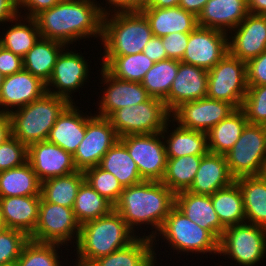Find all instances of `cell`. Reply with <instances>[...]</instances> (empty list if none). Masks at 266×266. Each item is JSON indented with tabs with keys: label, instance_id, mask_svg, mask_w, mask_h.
<instances>
[{
	"label": "cell",
	"instance_id": "6da1fadb",
	"mask_svg": "<svg viewBox=\"0 0 266 266\" xmlns=\"http://www.w3.org/2000/svg\"><path fill=\"white\" fill-rule=\"evenodd\" d=\"M94 1L61 0L41 11L34 17L40 37L66 46L92 36L102 38L103 16L108 10Z\"/></svg>",
	"mask_w": 266,
	"mask_h": 266
},
{
	"label": "cell",
	"instance_id": "7a4b0ae2",
	"mask_svg": "<svg viewBox=\"0 0 266 266\" xmlns=\"http://www.w3.org/2000/svg\"><path fill=\"white\" fill-rule=\"evenodd\" d=\"M175 206V194L160 181H143L124 187L114 210L135 232L136 226L149 225L155 229L147 237L156 242L157 231ZM135 229V230H134Z\"/></svg>",
	"mask_w": 266,
	"mask_h": 266
},
{
	"label": "cell",
	"instance_id": "3957f363",
	"mask_svg": "<svg viewBox=\"0 0 266 266\" xmlns=\"http://www.w3.org/2000/svg\"><path fill=\"white\" fill-rule=\"evenodd\" d=\"M138 237L113 209L109 214L80 226L76 243L78 262L75 264L88 266L96 259L128 246Z\"/></svg>",
	"mask_w": 266,
	"mask_h": 266
},
{
	"label": "cell",
	"instance_id": "277c9868",
	"mask_svg": "<svg viewBox=\"0 0 266 266\" xmlns=\"http://www.w3.org/2000/svg\"><path fill=\"white\" fill-rule=\"evenodd\" d=\"M111 17H110V16ZM150 24L141 11L114 12L103 16V56H125L143 52L152 38Z\"/></svg>",
	"mask_w": 266,
	"mask_h": 266
},
{
	"label": "cell",
	"instance_id": "5b68a950",
	"mask_svg": "<svg viewBox=\"0 0 266 266\" xmlns=\"http://www.w3.org/2000/svg\"><path fill=\"white\" fill-rule=\"evenodd\" d=\"M71 104L66 98L45 93L39 99L9 113L12 136L27 147L46 141L58 117Z\"/></svg>",
	"mask_w": 266,
	"mask_h": 266
},
{
	"label": "cell",
	"instance_id": "8992f818",
	"mask_svg": "<svg viewBox=\"0 0 266 266\" xmlns=\"http://www.w3.org/2000/svg\"><path fill=\"white\" fill-rule=\"evenodd\" d=\"M171 119L164 100L151 97L149 100L125 106L109 117L112 127L119 138L130 134H155L162 132Z\"/></svg>",
	"mask_w": 266,
	"mask_h": 266
},
{
	"label": "cell",
	"instance_id": "52a82bcc",
	"mask_svg": "<svg viewBox=\"0 0 266 266\" xmlns=\"http://www.w3.org/2000/svg\"><path fill=\"white\" fill-rule=\"evenodd\" d=\"M166 239L173 250L187 253L219 254V242L206 230L192 222L176 206L166 217L157 233ZM206 252V253H205Z\"/></svg>",
	"mask_w": 266,
	"mask_h": 266
},
{
	"label": "cell",
	"instance_id": "ba28073f",
	"mask_svg": "<svg viewBox=\"0 0 266 266\" xmlns=\"http://www.w3.org/2000/svg\"><path fill=\"white\" fill-rule=\"evenodd\" d=\"M266 253V228L244 222L226 227L219 241V254L243 266H255Z\"/></svg>",
	"mask_w": 266,
	"mask_h": 266
},
{
	"label": "cell",
	"instance_id": "9c48e42d",
	"mask_svg": "<svg viewBox=\"0 0 266 266\" xmlns=\"http://www.w3.org/2000/svg\"><path fill=\"white\" fill-rule=\"evenodd\" d=\"M247 90V64L229 52L208 70V98L229 102L239 109Z\"/></svg>",
	"mask_w": 266,
	"mask_h": 266
},
{
	"label": "cell",
	"instance_id": "30bf717a",
	"mask_svg": "<svg viewBox=\"0 0 266 266\" xmlns=\"http://www.w3.org/2000/svg\"><path fill=\"white\" fill-rule=\"evenodd\" d=\"M225 157L235 179L259 176L266 159V126L248 123Z\"/></svg>",
	"mask_w": 266,
	"mask_h": 266
},
{
	"label": "cell",
	"instance_id": "8fae6325",
	"mask_svg": "<svg viewBox=\"0 0 266 266\" xmlns=\"http://www.w3.org/2000/svg\"><path fill=\"white\" fill-rule=\"evenodd\" d=\"M161 132L155 134H130L119 138L135 161L139 174L144 181L163 179L167 153Z\"/></svg>",
	"mask_w": 266,
	"mask_h": 266
},
{
	"label": "cell",
	"instance_id": "7c38bea8",
	"mask_svg": "<svg viewBox=\"0 0 266 266\" xmlns=\"http://www.w3.org/2000/svg\"><path fill=\"white\" fill-rule=\"evenodd\" d=\"M80 226L72 208L46 202L41 197L38 221L29 239L61 245L69 243L71 239H76V242H73L76 244Z\"/></svg>",
	"mask_w": 266,
	"mask_h": 266
},
{
	"label": "cell",
	"instance_id": "4fadbf2b",
	"mask_svg": "<svg viewBox=\"0 0 266 266\" xmlns=\"http://www.w3.org/2000/svg\"><path fill=\"white\" fill-rule=\"evenodd\" d=\"M118 141L119 136L109 119L91 114L86 122L85 137L73 155L75 167L85 171L98 166L103 156Z\"/></svg>",
	"mask_w": 266,
	"mask_h": 266
},
{
	"label": "cell",
	"instance_id": "5bb4252c",
	"mask_svg": "<svg viewBox=\"0 0 266 266\" xmlns=\"http://www.w3.org/2000/svg\"><path fill=\"white\" fill-rule=\"evenodd\" d=\"M228 53V33L197 26L189 40L181 62L205 70L212 69Z\"/></svg>",
	"mask_w": 266,
	"mask_h": 266
},
{
	"label": "cell",
	"instance_id": "9a60e30c",
	"mask_svg": "<svg viewBox=\"0 0 266 266\" xmlns=\"http://www.w3.org/2000/svg\"><path fill=\"white\" fill-rule=\"evenodd\" d=\"M235 110L229 102L204 97L179 105L171 119L183 128L207 133Z\"/></svg>",
	"mask_w": 266,
	"mask_h": 266
},
{
	"label": "cell",
	"instance_id": "2e32d148",
	"mask_svg": "<svg viewBox=\"0 0 266 266\" xmlns=\"http://www.w3.org/2000/svg\"><path fill=\"white\" fill-rule=\"evenodd\" d=\"M68 50V51H66ZM63 49L56 60L52 75L46 83L47 93L66 98L73 103L72 92L87 82L89 73L88 63L80 53ZM65 51V52H64ZM80 54V55H79ZM51 86L56 89L51 91Z\"/></svg>",
	"mask_w": 266,
	"mask_h": 266
},
{
	"label": "cell",
	"instance_id": "e0dca14e",
	"mask_svg": "<svg viewBox=\"0 0 266 266\" xmlns=\"http://www.w3.org/2000/svg\"><path fill=\"white\" fill-rule=\"evenodd\" d=\"M233 31L232 37L228 36L232 56L247 63L266 51V15L249 12Z\"/></svg>",
	"mask_w": 266,
	"mask_h": 266
},
{
	"label": "cell",
	"instance_id": "ac0fdd59",
	"mask_svg": "<svg viewBox=\"0 0 266 266\" xmlns=\"http://www.w3.org/2000/svg\"><path fill=\"white\" fill-rule=\"evenodd\" d=\"M27 162L41 182L78 171L73 155L47 140L28 146Z\"/></svg>",
	"mask_w": 266,
	"mask_h": 266
},
{
	"label": "cell",
	"instance_id": "d6986e66",
	"mask_svg": "<svg viewBox=\"0 0 266 266\" xmlns=\"http://www.w3.org/2000/svg\"><path fill=\"white\" fill-rule=\"evenodd\" d=\"M46 92V83L24 68L17 73L4 76L0 89V107L2 108L0 113L9 114L13 109H19L39 99Z\"/></svg>",
	"mask_w": 266,
	"mask_h": 266
},
{
	"label": "cell",
	"instance_id": "ffe728a7",
	"mask_svg": "<svg viewBox=\"0 0 266 266\" xmlns=\"http://www.w3.org/2000/svg\"><path fill=\"white\" fill-rule=\"evenodd\" d=\"M103 96L98 103V116L108 118L113 112L125 106L137 105L151 98L141 83L121 80L110 75L103 67L101 68Z\"/></svg>",
	"mask_w": 266,
	"mask_h": 266
},
{
	"label": "cell",
	"instance_id": "44dd1931",
	"mask_svg": "<svg viewBox=\"0 0 266 266\" xmlns=\"http://www.w3.org/2000/svg\"><path fill=\"white\" fill-rule=\"evenodd\" d=\"M208 71L179 61V69L168 97L164 100L172 113L179 105L207 97Z\"/></svg>",
	"mask_w": 266,
	"mask_h": 266
},
{
	"label": "cell",
	"instance_id": "7402d4cb",
	"mask_svg": "<svg viewBox=\"0 0 266 266\" xmlns=\"http://www.w3.org/2000/svg\"><path fill=\"white\" fill-rule=\"evenodd\" d=\"M175 206L192 222L206 229L218 242L220 241L225 227L220 223L214 210L211 196L189 191L179 192L175 195Z\"/></svg>",
	"mask_w": 266,
	"mask_h": 266
},
{
	"label": "cell",
	"instance_id": "603a6c76",
	"mask_svg": "<svg viewBox=\"0 0 266 266\" xmlns=\"http://www.w3.org/2000/svg\"><path fill=\"white\" fill-rule=\"evenodd\" d=\"M234 181L235 178L229 171L225 155L208 152L202 157L199 169L187 191L211 196Z\"/></svg>",
	"mask_w": 266,
	"mask_h": 266
},
{
	"label": "cell",
	"instance_id": "cb8c5ba5",
	"mask_svg": "<svg viewBox=\"0 0 266 266\" xmlns=\"http://www.w3.org/2000/svg\"><path fill=\"white\" fill-rule=\"evenodd\" d=\"M248 13L247 0H208L197 17L198 26L231 34Z\"/></svg>",
	"mask_w": 266,
	"mask_h": 266
},
{
	"label": "cell",
	"instance_id": "d4e9b609",
	"mask_svg": "<svg viewBox=\"0 0 266 266\" xmlns=\"http://www.w3.org/2000/svg\"><path fill=\"white\" fill-rule=\"evenodd\" d=\"M76 104L71 103L58 117L51 128L47 141L58 145L66 152L75 154L83 141L86 132V122L90 116L83 115ZM81 112V113H80Z\"/></svg>",
	"mask_w": 266,
	"mask_h": 266
},
{
	"label": "cell",
	"instance_id": "484cf974",
	"mask_svg": "<svg viewBox=\"0 0 266 266\" xmlns=\"http://www.w3.org/2000/svg\"><path fill=\"white\" fill-rule=\"evenodd\" d=\"M153 36L162 38L173 32L190 33L198 26V18L180 6L172 8L144 7Z\"/></svg>",
	"mask_w": 266,
	"mask_h": 266
},
{
	"label": "cell",
	"instance_id": "4316f807",
	"mask_svg": "<svg viewBox=\"0 0 266 266\" xmlns=\"http://www.w3.org/2000/svg\"><path fill=\"white\" fill-rule=\"evenodd\" d=\"M40 200L41 196L0 198L6 228L20 230L30 237L38 221Z\"/></svg>",
	"mask_w": 266,
	"mask_h": 266
},
{
	"label": "cell",
	"instance_id": "83f0119b",
	"mask_svg": "<svg viewBox=\"0 0 266 266\" xmlns=\"http://www.w3.org/2000/svg\"><path fill=\"white\" fill-rule=\"evenodd\" d=\"M154 241L147 237H138L128 246L96 259L88 266H155L156 253Z\"/></svg>",
	"mask_w": 266,
	"mask_h": 266
},
{
	"label": "cell",
	"instance_id": "f1b7e54d",
	"mask_svg": "<svg viewBox=\"0 0 266 266\" xmlns=\"http://www.w3.org/2000/svg\"><path fill=\"white\" fill-rule=\"evenodd\" d=\"M66 47L61 42L40 37L23 57V68L47 83L58 56Z\"/></svg>",
	"mask_w": 266,
	"mask_h": 266
},
{
	"label": "cell",
	"instance_id": "f546056e",
	"mask_svg": "<svg viewBox=\"0 0 266 266\" xmlns=\"http://www.w3.org/2000/svg\"><path fill=\"white\" fill-rule=\"evenodd\" d=\"M168 123L170 124L168 121L161 132L165 142L167 158H178L190 155L204 156L209 152L207 133L183 128L178 125L177 128L175 127V129L166 136L165 133L168 131Z\"/></svg>",
	"mask_w": 266,
	"mask_h": 266
},
{
	"label": "cell",
	"instance_id": "4dcf8cb0",
	"mask_svg": "<svg viewBox=\"0 0 266 266\" xmlns=\"http://www.w3.org/2000/svg\"><path fill=\"white\" fill-rule=\"evenodd\" d=\"M235 182L242 193L246 222L266 228V181L260 176H243Z\"/></svg>",
	"mask_w": 266,
	"mask_h": 266
},
{
	"label": "cell",
	"instance_id": "1f68e13d",
	"mask_svg": "<svg viewBox=\"0 0 266 266\" xmlns=\"http://www.w3.org/2000/svg\"><path fill=\"white\" fill-rule=\"evenodd\" d=\"M248 123L240 108L221 120L207 132L209 152L226 155L239 140Z\"/></svg>",
	"mask_w": 266,
	"mask_h": 266
},
{
	"label": "cell",
	"instance_id": "d6a6232c",
	"mask_svg": "<svg viewBox=\"0 0 266 266\" xmlns=\"http://www.w3.org/2000/svg\"><path fill=\"white\" fill-rule=\"evenodd\" d=\"M16 196H41V181L28 162L0 172V198Z\"/></svg>",
	"mask_w": 266,
	"mask_h": 266
},
{
	"label": "cell",
	"instance_id": "836d02e7",
	"mask_svg": "<svg viewBox=\"0 0 266 266\" xmlns=\"http://www.w3.org/2000/svg\"><path fill=\"white\" fill-rule=\"evenodd\" d=\"M98 166L116 177L123 187H129L144 181L139 174L135 161L120 141L109 149Z\"/></svg>",
	"mask_w": 266,
	"mask_h": 266
},
{
	"label": "cell",
	"instance_id": "e575fe53",
	"mask_svg": "<svg viewBox=\"0 0 266 266\" xmlns=\"http://www.w3.org/2000/svg\"><path fill=\"white\" fill-rule=\"evenodd\" d=\"M211 200L219 221L225 228L246 222L242 193L235 181L217 190L211 195Z\"/></svg>",
	"mask_w": 266,
	"mask_h": 266
},
{
	"label": "cell",
	"instance_id": "d590c367",
	"mask_svg": "<svg viewBox=\"0 0 266 266\" xmlns=\"http://www.w3.org/2000/svg\"><path fill=\"white\" fill-rule=\"evenodd\" d=\"M85 181L84 171L53 177L41 182V197L49 203L73 208L76 195Z\"/></svg>",
	"mask_w": 266,
	"mask_h": 266
},
{
	"label": "cell",
	"instance_id": "8d00e7d4",
	"mask_svg": "<svg viewBox=\"0 0 266 266\" xmlns=\"http://www.w3.org/2000/svg\"><path fill=\"white\" fill-rule=\"evenodd\" d=\"M154 63L140 52L125 56H103V62L100 65L115 78L141 83Z\"/></svg>",
	"mask_w": 266,
	"mask_h": 266
},
{
	"label": "cell",
	"instance_id": "74e56055",
	"mask_svg": "<svg viewBox=\"0 0 266 266\" xmlns=\"http://www.w3.org/2000/svg\"><path fill=\"white\" fill-rule=\"evenodd\" d=\"M203 156H184L168 158L166 170L161 182L175 195L187 191L199 169Z\"/></svg>",
	"mask_w": 266,
	"mask_h": 266
},
{
	"label": "cell",
	"instance_id": "f35d334b",
	"mask_svg": "<svg viewBox=\"0 0 266 266\" xmlns=\"http://www.w3.org/2000/svg\"><path fill=\"white\" fill-rule=\"evenodd\" d=\"M72 209L77 222L82 225L109 214L114 205L84 181L78 190Z\"/></svg>",
	"mask_w": 266,
	"mask_h": 266
},
{
	"label": "cell",
	"instance_id": "ab89813d",
	"mask_svg": "<svg viewBox=\"0 0 266 266\" xmlns=\"http://www.w3.org/2000/svg\"><path fill=\"white\" fill-rule=\"evenodd\" d=\"M179 69V60L165 59L154 63L146 72L141 85L151 97L165 100Z\"/></svg>",
	"mask_w": 266,
	"mask_h": 266
},
{
	"label": "cell",
	"instance_id": "60d3db41",
	"mask_svg": "<svg viewBox=\"0 0 266 266\" xmlns=\"http://www.w3.org/2000/svg\"><path fill=\"white\" fill-rule=\"evenodd\" d=\"M19 17L20 15L15 18V25L12 26L11 24V27H9L4 36H0V45L23 58L38 41L40 33L34 18L24 17L27 20V25L23 19L17 23L18 19H20Z\"/></svg>",
	"mask_w": 266,
	"mask_h": 266
},
{
	"label": "cell",
	"instance_id": "b9f144b4",
	"mask_svg": "<svg viewBox=\"0 0 266 266\" xmlns=\"http://www.w3.org/2000/svg\"><path fill=\"white\" fill-rule=\"evenodd\" d=\"M57 243L37 242L29 239L23 246L14 266H62ZM59 259V260H58Z\"/></svg>",
	"mask_w": 266,
	"mask_h": 266
},
{
	"label": "cell",
	"instance_id": "7bdbcfd3",
	"mask_svg": "<svg viewBox=\"0 0 266 266\" xmlns=\"http://www.w3.org/2000/svg\"><path fill=\"white\" fill-rule=\"evenodd\" d=\"M85 181L101 196L113 205L118 201L124 187L110 172L99 166L88 168L84 171Z\"/></svg>",
	"mask_w": 266,
	"mask_h": 266
},
{
	"label": "cell",
	"instance_id": "ee69618b",
	"mask_svg": "<svg viewBox=\"0 0 266 266\" xmlns=\"http://www.w3.org/2000/svg\"><path fill=\"white\" fill-rule=\"evenodd\" d=\"M28 240L29 237L20 230H0V266H14Z\"/></svg>",
	"mask_w": 266,
	"mask_h": 266
},
{
	"label": "cell",
	"instance_id": "f6af8a7d",
	"mask_svg": "<svg viewBox=\"0 0 266 266\" xmlns=\"http://www.w3.org/2000/svg\"><path fill=\"white\" fill-rule=\"evenodd\" d=\"M240 109L249 123L266 126V85L248 87Z\"/></svg>",
	"mask_w": 266,
	"mask_h": 266
},
{
	"label": "cell",
	"instance_id": "bcb514c9",
	"mask_svg": "<svg viewBox=\"0 0 266 266\" xmlns=\"http://www.w3.org/2000/svg\"><path fill=\"white\" fill-rule=\"evenodd\" d=\"M28 158V147L14 136L0 145V172L24 165Z\"/></svg>",
	"mask_w": 266,
	"mask_h": 266
},
{
	"label": "cell",
	"instance_id": "7dc6e473",
	"mask_svg": "<svg viewBox=\"0 0 266 266\" xmlns=\"http://www.w3.org/2000/svg\"><path fill=\"white\" fill-rule=\"evenodd\" d=\"M190 33L173 32L162 37V44L167 54V59L181 61L186 50Z\"/></svg>",
	"mask_w": 266,
	"mask_h": 266
},
{
	"label": "cell",
	"instance_id": "c3c4849f",
	"mask_svg": "<svg viewBox=\"0 0 266 266\" xmlns=\"http://www.w3.org/2000/svg\"><path fill=\"white\" fill-rule=\"evenodd\" d=\"M246 64L248 87L266 85V51Z\"/></svg>",
	"mask_w": 266,
	"mask_h": 266
},
{
	"label": "cell",
	"instance_id": "681fc988",
	"mask_svg": "<svg viewBox=\"0 0 266 266\" xmlns=\"http://www.w3.org/2000/svg\"><path fill=\"white\" fill-rule=\"evenodd\" d=\"M23 69V58L0 45V73L12 75Z\"/></svg>",
	"mask_w": 266,
	"mask_h": 266
},
{
	"label": "cell",
	"instance_id": "f907efd6",
	"mask_svg": "<svg viewBox=\"0 0 266 266\" xmlns=\"http://www.w3.org/2000/svg\"><path fill=\"white\" fill-rule=\"evenodd\" d=\"M60 1L61 0H17L18 13L20 15L19 8L24 7V11L27 9L29 12L25 14V17L34 18L41 11L50 9Z\"/></svg>",
	"mask_w": 266,
	"mask_h": 266
},
{
	"label": "cell",
	"instance_id": "816d5d0a",
	"mask_svg": "<svg viewBox=\"0 0 266 266\" xmlns=\"http://www.w3.org/2000/svg\"><path fill=\"white\" fill-rule=\"evenodd\" d=\"M143 53L155 63L167 59V54L162 44V38L158 36H152L145 45Z\"/></svg>",
	"mask_w": 266,
	"mask_h": 266
},
{
	"label": "cell",
	"instance_id": "f5cc1de1",
	"mask_svg": "<svg viewBox=\"0 0 266 266\" xmlns=\"http://www.w3.org/2000/svg\"><path fill=\"white\" fill-rule=\"evenodd\" d=\"M18 16L17 0H0V23L13 22Z\"/></svg>",
	"mask_w": 266,
	"mask_h": 266
},
{
	"label": "cell",
	"instance_id": "db71d44e",
	"mask_svg": "<svg viewBox=\"0 0 266 266\" xmlns=\"http://www.w3.org/2000/svg\"><path fill=\"white\" fill-rule=\"evenodd\" d=\"M109 6L108 14L113 12L139 11V0H106ZM114 9L113 11L110 7Z\"/></svg>",
	"mask_w": 266,
	"mask_h": 266
},
{
	"label": "cell",
	"instance_id": "11a10c76",
	"mask_svg": "<svg viewBox=\"0 0 266 266\" xmlns=\"http://www.w3.org/2000/svg\"><path fill=\"white\" fill-rule=\"evenodd\" d=\"M12 137V122L10 115L0 113V145Z\"/></svg>",
	"mask_w": 266,
	"mask_h": 266
},
{
	"label": "cell",
	"instance_id": "9f6ffc18",
	"mask_svg": "<svg viewBox=\"0 0 266 266\" xmlns=\"http://www.w3.org/2000/svg\"><path fill=\"white\" fill-rule=\"evenodd\" d=\"M207 2L208 0H180L179 6L198 17Z\"/></svg>",
	"mask_w": 266,
	"mask_h": 266
},
{
	"label": "cell",
	"instance_id": "6f0895ef",
	"mask_svg": "<svg viewBox=\"0 0 266 266\" xmlns=\"http://www.w3.org/2000/svg\"><path fill=\"white\" fill-rule=\"evenodd\" d=\"M247 7L250 13L266 15V0H247Z\"/></svg>",
	"mask_w": 266,
	"mask_h": 266
},
{
	"label": "cell",
	"instance_id": "680465c9",
	"mask_svg": "<svg viewBox=\"0 0 266 266\" xmlns=\"http://www.w3.org/2000/svg\"><path fill=\"white\" fill-rule=\"evenodd\" d=\"M180 0H155L150 6L156 8H172L179 6Z\"/></svg>",
	"mask_w": 266,
	"mask_h": 266
},
{
	"label": "cell",
	"instance_id": "91938a15",
	"mask_svg": "<svg viewBox=\"0 0 266 266\" xmlns=\"http://www.w3.org/2000/svg\"><path fill=\"white\" fill-rule=\"evenodd\" d=\"M155 0H139V11L144 7L150 6Z\"/></svg>",
	"mask_w": 266,
	"mask_h": 266
},
{
	"label": "cell",
	"instance_id": "94428289",
	"mask_svg": "<svg viewBox=\"0 0 266 266\" xmlns=\"http://www.w3.org/2000/svg\"><path fill=\"white\" fill-rule=\"evenodd\" d=\"M6 228V223L3 217V210H2V206L0 203V230L5 229Z\"/></svg>",
	"mask_w": 266,
	"mask_h": 266
},
{
	"label": "cell",
	"instance_id": "6125c7cd",
	"mask_svg": "<svg viewBox=\"0 0 266 266\" xmlns=\"http://www.w3.org/2000/svg\"><path fill=\"white\" fill-rule=\"evenodd\" d=\"M259 176L266 181V159L263 161L262 169L260 171Z\"/></svg>",
	"mask_w": 266,
	"mask_h": 266
},
{
	"label": "cell",
	"instance_id": "be15d7a7",
	"mask_svg": "<svg viewBox=\"0 0 266 266\" xmlns=\"http://www.w3.org/2000/svg\"><path fill=\"white\" fill-rule=\"evenodd\" d=\"M3 80H4V76L0 73V89H1Z\"/></svg>",
	"mask_w": 266,
	"mask_h": 266
}]
</instances>
